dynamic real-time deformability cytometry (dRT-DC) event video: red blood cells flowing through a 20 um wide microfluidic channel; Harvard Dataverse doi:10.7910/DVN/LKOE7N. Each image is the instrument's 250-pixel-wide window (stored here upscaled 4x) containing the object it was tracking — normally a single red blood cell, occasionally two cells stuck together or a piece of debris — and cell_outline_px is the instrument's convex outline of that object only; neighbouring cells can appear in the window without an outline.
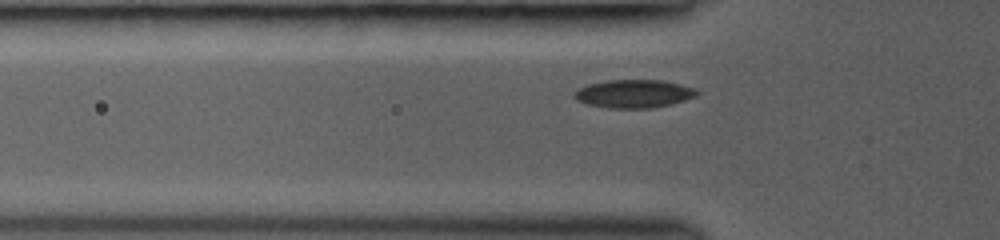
{"species": "common noctule bat (a hibernating species)", "species_latin": "Nyctalus noctula", "temperature_condition": "room temperature", "stored_images_in_passage": 29, "camera_frame_rate_fps": 3000, "um_per_image_px": 0.085, "animal": {"sex": "female", "body_mass_g": 19.0, "forearm_length_mm": 53.3}, "frame": {"image": 1, "passage_image": 3, "time_ms": 0.667, "image_size_px": [1000, 240], "cell_outline_px": [[700, 92], [696, 96], [684, 100], [652, 108], [608, 108], [588, 104], [576, 100], [572, 96], [580, 88], [588, 84], [604, 80], [660, 80], [680, 84], [696, 88]], "centroid_in_image_um": [53.87, 7.96], "position_along_channel_um": 71.9, "area_um2": 20.06}}
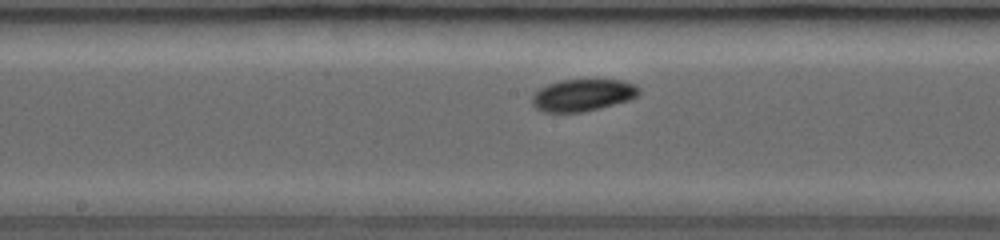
{"frame": {"image": 2, "passage_image": 12, "time_ms": 3.667, "image_size_px": [1000, 240], "cell_outline_px": [[640, 92], [636, 96], [628, 100], [584, 112], [544, 112], [536, 108], [532, 104], [532, 96], [540, 88], [548, 84], [560, 80], [624, 80], [636, 84], [640, 88]], "centroid_in_image_um": [49.54, 8.08], "position_along_channel_um": 198.7, "area_um2": 19.88}}
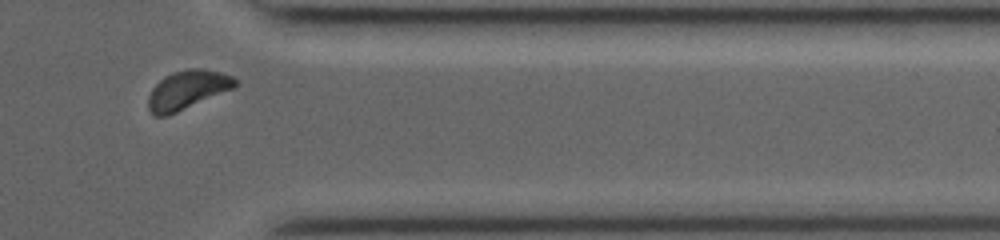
{"frame": {"image": 3, "passage_image": 26, "time_ms": 8.333, "image_size_px": [1000, 240], "cell_outline_px": [[240, 84], [236, 88], [168, 116], [156, 116], [148, 108], [148, 96], [152, 88], [164, 76], [172, 72], [188, 68], [204, 68], [220, 72], [232, 76]], "centroid_in_image_um": [15.96, 7.63], "position_along_channel_um": 395.4, "area_um2": 20.0}, "authors_computed_cell_mechanics": {"area_um2": 19.5942, "velocity_mm_per_s": 4.2312, "shape_relaxation_time_tau1_ms": 1.9175, "shape_relaxation_time_tau2_ms": 5.4751, "deformation_change_tau1": 0.0723, "deformation_change_tau2": 0.0705}}